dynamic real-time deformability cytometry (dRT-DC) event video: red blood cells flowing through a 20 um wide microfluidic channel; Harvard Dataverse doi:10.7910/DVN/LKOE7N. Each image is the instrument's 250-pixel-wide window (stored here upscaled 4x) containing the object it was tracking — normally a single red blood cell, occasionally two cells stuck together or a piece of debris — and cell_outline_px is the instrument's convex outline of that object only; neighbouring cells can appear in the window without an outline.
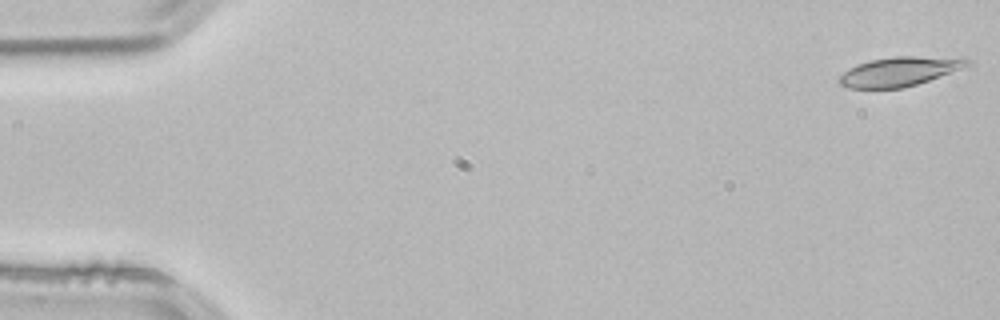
{"species": "common noctule bat (a hibernating species)", "species_latin": "Nyctalus noctula", "temperature_condition": "room temperature", "stored_images_in_passage": 53, "camera_frame_rate_fps": 3000, "um_per_image_px": 0.085, "animal": {"sex": "male", "body_mass_g": 21.5, "forearm_length_mm": 52.0}, "frame": {"image": 1, "passage_image": 1, "time_ms": 0.0, "image_size_px": [1000, 320], "cell_outline_px": [[972, 64], [928, 80], [904, 88], [848, 88], [840, 84], [836, 80], [848, 68], [856, 64], [872, 60], [896, 56], [964, 56], [972, 60]], "centroid_in_image_um": [76.5, 6.05], "position_along_channel_um": 8.5, "area_um2": 22.08}}
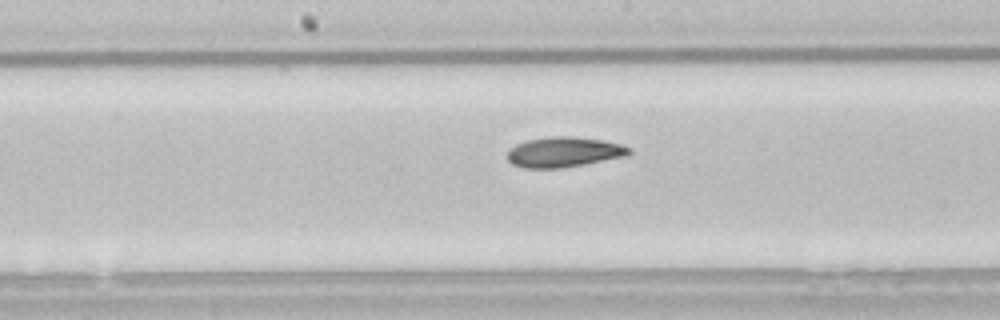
{"frame": {"image": 2, "passage_image": 27, "time_ms": 8.667, "image_size_px": [1000, 320], "cell_outline_px": [[632, 152], [628, 156], [564, 168], [524, 168], [512, 164], [508, 160], [508, 152], [516, 144], [528, 140], [548, 136], [572, 136], [604, 140], [620, 144], [632, 148]], "centroid_in_image_um": [47.98, 12.92], "position_along_channel_um": 200.2, "area_um2": 21.62}}
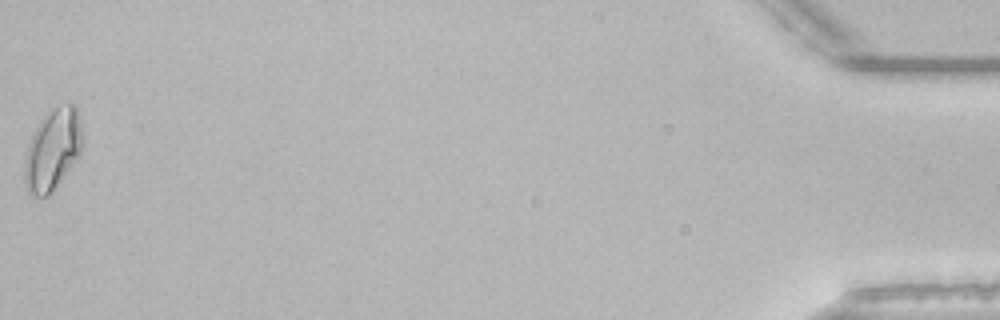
{"frame": {"image": 3, "passage_image": 53, "time_ms": 17.333, "image_size_px": [1000, 320], "cell_outline_px": [[84, 148], [80, 156], [52, 192], [48, 196], [32, 196], [28, 192], [24, 180], [24, 168], [28, 144], [44, 112], [48, 108], [68, 104], [76, 104], [80, 120], [84, 140]], "centroid_in_image_um": [4.51, 12.69], "position_along_channel_um": 430.7, "area_um2": 28.03}, "authors_computed_cell_mechanics": {"area_um2": 21.5594, "velocity_mm_per_s": 3.8225, "shape_relaxation_time_tau1_ms": 8.1809, "shape_relaxation_time_tau2_ms": 10.1357, "deformation_change_tau1": 0.1604, "deformation_change_tau2": 0.157}}